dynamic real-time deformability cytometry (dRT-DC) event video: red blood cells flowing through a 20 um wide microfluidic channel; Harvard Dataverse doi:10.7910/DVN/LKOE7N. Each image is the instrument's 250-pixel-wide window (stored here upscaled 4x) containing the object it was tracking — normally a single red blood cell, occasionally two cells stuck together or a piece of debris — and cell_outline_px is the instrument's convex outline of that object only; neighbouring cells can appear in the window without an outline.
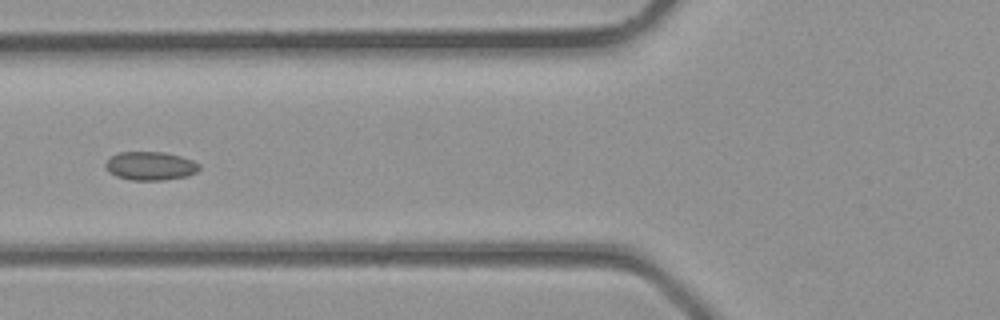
{"species": "common noctule bat (a hibernating species)", "species_latin": "Nyctalus noctula", "temperature_condition": "room temperature", "stored_images_in_passage": 5, "camera_frame_rate_fps": 3000, "um_per_image_px": 0.085, "animal": {"sex": "male", "body_mass_g": 23.1, "forearm_length_mm": 52.7}, "frame": {"image": 1, "passage_image": 5, "time_ms": 1.333, "image_size_px": [1000, 320], "cell_outline_px": [[200, 168], [196, 172], [188, 176], [164, 180], [132, 180], [116, 176], [108, 172], [104, 164], [112, 156], [120, 152], [164, 152], [180, 156], [192, 160], [200, 164]], "centroid_in_image_um": [12.79, 14.11], "position_along_channel_um": 113.0, "area_um2": 15.61}}